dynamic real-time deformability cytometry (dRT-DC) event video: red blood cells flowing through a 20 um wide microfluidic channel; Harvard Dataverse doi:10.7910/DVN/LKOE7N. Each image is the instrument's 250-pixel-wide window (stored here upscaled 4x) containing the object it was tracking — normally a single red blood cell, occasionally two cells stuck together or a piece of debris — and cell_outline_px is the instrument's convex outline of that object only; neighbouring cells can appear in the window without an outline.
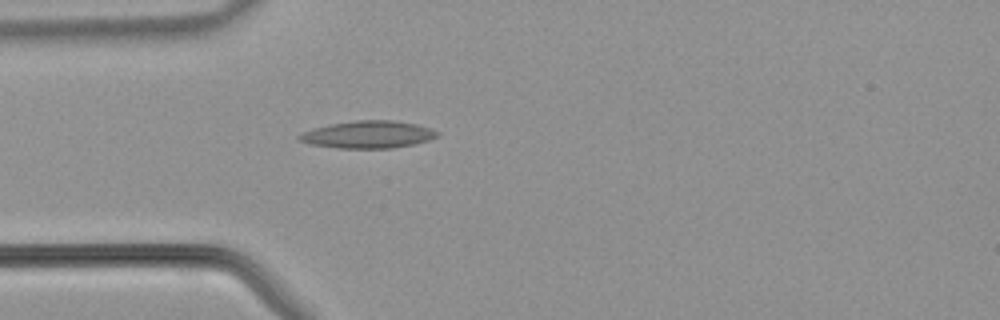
{"species": "common noctule bat (a hibernating species)", "species_latin": "Nyctalus noctula", "temperature_condition": "warm", "stored_images_in_passage": 37, "segment_of_instrument_passage": [1, 2], "camera_frame_rate_fps": 3000, "um_per_image_px": 0.085, "animal": {"sex": "male", "body_mass_g": 21.5, "forearm_length_mm": 52.0}, "frame": {"image": 1, "passage_image": 5, "time_ms": 1.333, "image_size_px": [1000, 320], "cell_outline_px": [[440, 136], [428, 140], [412, 144], [392, 148], [340, 148], [312, 144], [296, 140], [296, 136], [312, 128], [328, 124], [356, 120], [392, 120], [416, 124], [432, 128], [440, 132]], "centroid_in_image_um": [31.29, 11.42], "position_along_channel_um": 53.7, "area_um2": 22.08}}
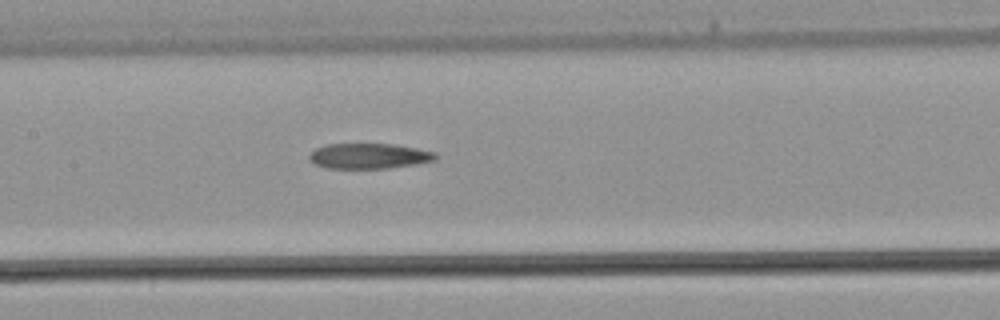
{"frame": {"image": 2, "passage_image": 13, "time_ms": 4.0, "image_size_px": [1000, 320], "cell_outline_px": [[436, 160], [416, 164], [388, 168], [328, 168], [316, 164], [308, 156], [316, 148], [328, 144], [392, 144], [416, 148], [436, 152]], "centroid_in_image_um": [31.4, 13.26], "position_along_channel_um": 176.0, "area_um2": 18.44}}
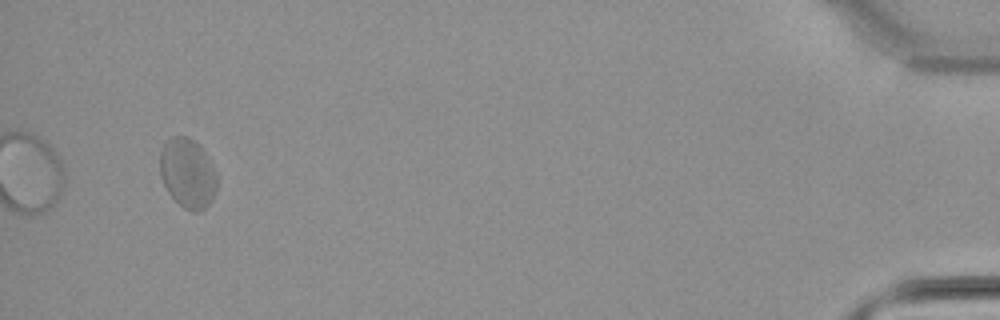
{"frame": {"image": 3, "passage_image": 34, "time_ms": 11.0, "image_size_px": [1000, 320], "cell_outline_px": [[216, 192], [212, 200], [200, 212], [192, 212], [184, 208], [168, 192], [160, 176], [160, 148], [172, 136], [188, 136], [204, 152], [216, 176]], "centroid_in_image_um": [15.92, 14.74], "position_along_channel_um": 419.3, "area_um2": 22.77}}